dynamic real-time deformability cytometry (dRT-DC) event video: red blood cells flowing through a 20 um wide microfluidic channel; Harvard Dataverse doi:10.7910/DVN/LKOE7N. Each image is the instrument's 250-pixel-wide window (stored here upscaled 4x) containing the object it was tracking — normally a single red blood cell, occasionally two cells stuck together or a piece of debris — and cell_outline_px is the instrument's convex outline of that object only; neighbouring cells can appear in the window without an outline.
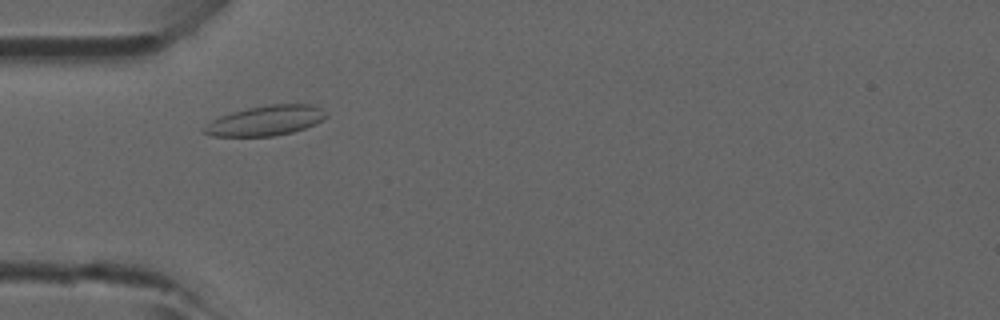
{"species": "common noctule bat (a hibernating species)", "species_latin": "Nyctalus noctula", "temperature_condition": "room temperature", "stored_images_in_passage": 41, "camera_frame_rate_fps": 3000, "um_per_image_px": 0.085, "animal": {"sex": "male", "forearm_length_mm": 52.5}, "frame": {"image": 1, "passage_image": 9, "time_ms": 2.667, "image_size_px": [1000, 320], "cell_outline_px": [[328, 116], [316, 124], [292, 132], [272, 136], [212, 136], [200, 132], [200, 128], [212, 120], [220, 116], [232, 112], [248, 108], [272, 104], [308, 104], [320, 108], [328, 112]], "centroid_in_image_um": [22.55, 10.26], "position_along_channel_um": 62.4, "area_um2": 21.39}}
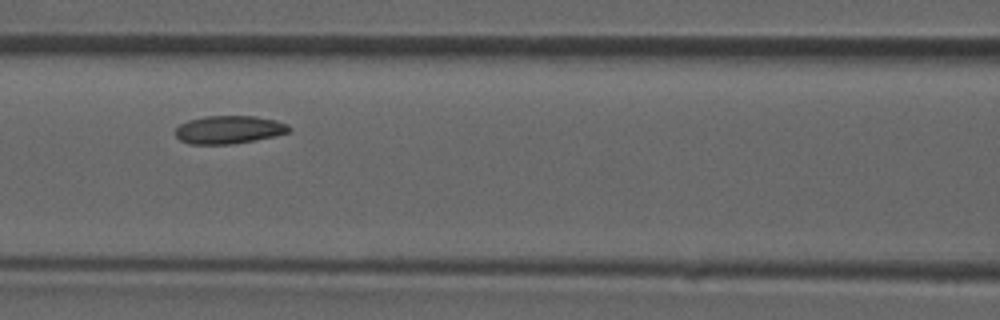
{"frame": {"image": 2, "passage_image": 15, "time_ms": 4.667, "image_size_px": [1000, 320], "cell_outline_px": [[292, 128], [288, 132], [272, 136], [232, 144], [188, 144], [180, 140], [176, 136], [176, 128], [180, 124], [188, 120], [204, 116], [256, 116], [276, 120], [288, 124]], "centroid_in_image_um": [19.44, 11.01], "position_along_channel_um": 147.2, "area_um2": 18.5}}
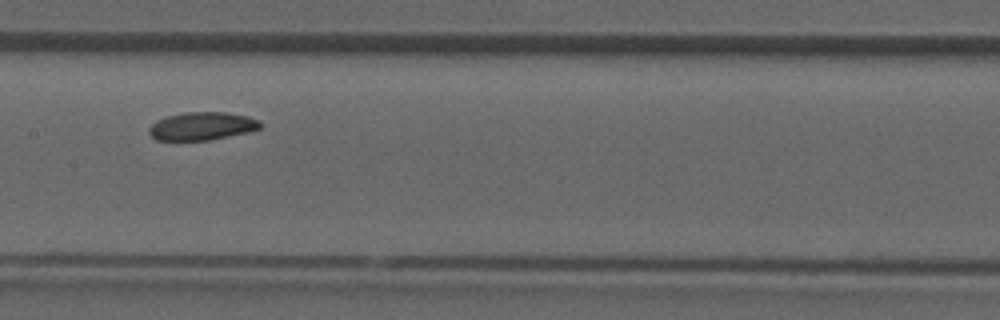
{"frame": {"image": 3, "passage_image": 18, "time_ms": 5.667, "image_size_px": [1000, 320], "cell_outline_px": [[264, 124], [260, 128], [244, 132], [208, 140], [156, 140], [148, 132], [148, 128], [156, 120], [168, 116], [184, 112], [228, 112], [248, 116], [260, 120]], "centroid_in_image_um": [17.16, 10.7], "position_along_channel_um": 190.2, "area_um2": 18.09}}